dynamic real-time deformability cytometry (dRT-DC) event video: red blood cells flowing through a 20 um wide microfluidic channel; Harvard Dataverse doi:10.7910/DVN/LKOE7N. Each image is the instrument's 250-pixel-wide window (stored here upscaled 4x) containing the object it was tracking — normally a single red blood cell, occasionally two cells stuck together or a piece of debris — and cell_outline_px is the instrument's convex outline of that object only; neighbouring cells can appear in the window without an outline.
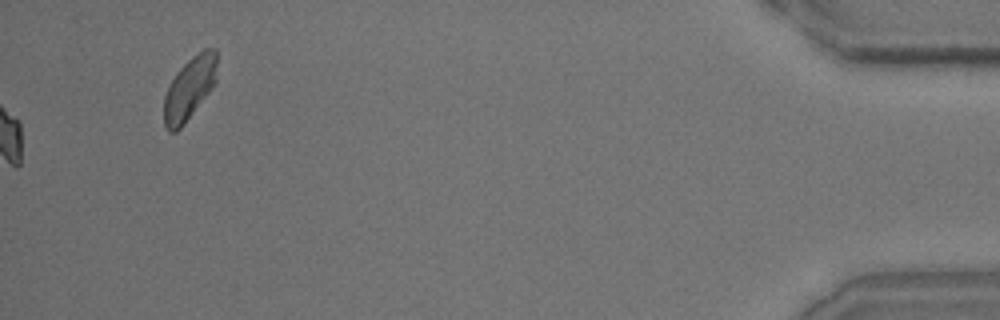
{"species": "common noctule bat (a hibernating species)", "species_latin": "Nyctalus noctula", "temperature_condition": "room temperature", "stored_images_in_passage": 47, "camera_frame_rate_fps": 3000, "um_per_image_px": 0.085, "animal": {"sex": "male", "body_mass_g": 15.6}, "frame": {"image": 1, "passage_image": 47, "time_ms": 15.333, "image_size_px": [1000, 320], "cell_outline_px": [[216, 80], [212, 88], [184, 124], [176, 132], [168, 132], [164, 124], [164, 96], [176, 72], [192, 56], [204, 48], [216, 48]], "centroid_in_image_um": [16.1, 7.51], "position_along_channel_um": 419.1, "area_um2": 19.25}}